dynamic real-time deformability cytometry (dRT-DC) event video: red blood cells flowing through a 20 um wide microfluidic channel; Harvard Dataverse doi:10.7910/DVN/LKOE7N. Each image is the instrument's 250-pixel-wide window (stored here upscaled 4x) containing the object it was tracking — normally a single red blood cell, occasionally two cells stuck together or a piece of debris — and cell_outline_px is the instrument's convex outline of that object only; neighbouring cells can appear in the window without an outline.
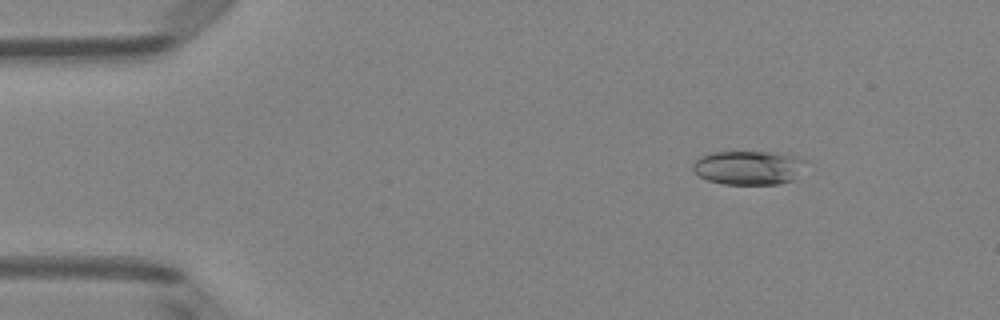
{"species": "Egyptian fruit bat (a non-hibernating species)", "species_latin": "Rousettus aegyptiacus", "temperature_condition": "room temperature", "stored_images_in_passage": 50, "camera_frame_rate_fps": 3000, "um_per_image_px": 0.085, "animal": {"sex": "female"}, "frame": {"image": 1, "passage_image": 6, "time_ms": 1.667, "image_size_px": [1000, 320], "cell_outline_px": [[808, 160], [792, 180], [780, 184], [724, 184], [708, 180], [692, 172], [692, 164], [700, 156], [712, 152], [776, 152], [796, 156]], "centroid_in_image_um": [63.6, 14.24], "position_along_channel_um": 21.4, "area_um2": 22.43}}
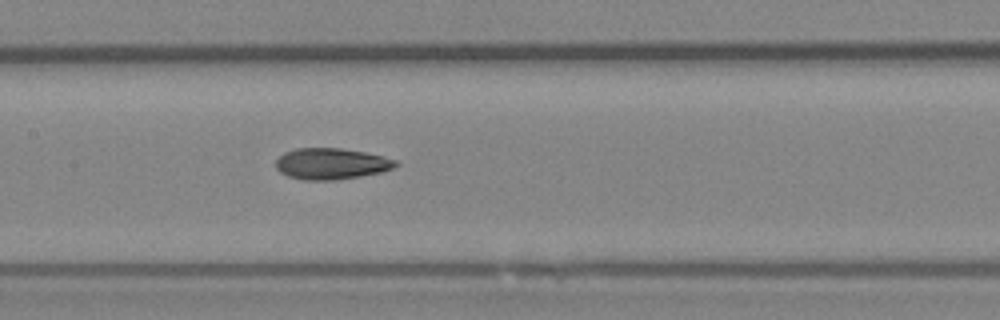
{"frame": {"image": 2, "passage_image": 24, "time_ms": 7.667, "image_size_px": [1000, 320], "cell_outline_px": [[400, 164], [392, 168], [380, 172], [360, 176], [336, 180], [304, 180], [288, 176], [280, 172], [276, 168], [276, 160], [284, 152], [296, 148], [340, 148], [364, 152], [384, 156], [396, 160]], "centroid_in_image_um": [28.15, 13.91], "position_along_channel_um": 179.2, "area_um2": 21.79}}
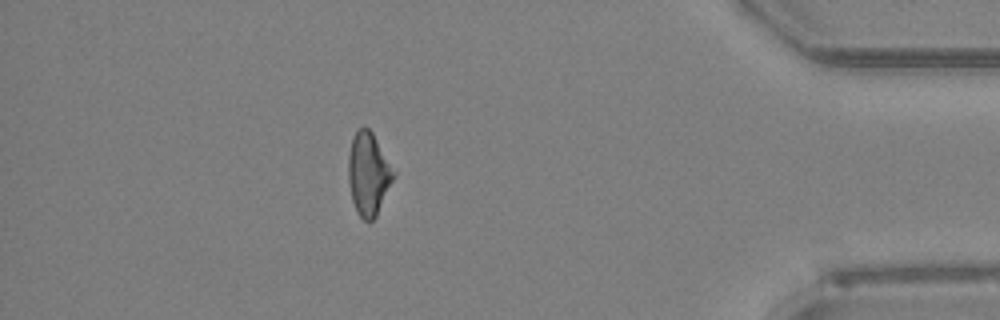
{"frame": {"image": 3, "passage_image": 44, "time_ms": 14.333, "image_size_px": [1000, 320], "cell_outline_px": [[396, 172], [376, 216], [372, 220], [364, 220], [356, 212], [352, 200], [348, 180], [348, 156], [352, 136], [364, 124], [372, 132]], "centroid_in_image_um": [31.3, 14.75], "position_along_channel_um": 403.9, "area_um2": 21.73}, "authors_computed_cell_mechanics": {"area_um2": 21.7617, "velocity_mm_per_s": 4.0197, "shape_relaxation_time_tau1_ms": 6.0059, "shape_relaxation_time_tau2_ms": 2.4254, "deformation_change_tau1": 0.1631, "deformation_change_tau2": 0.0868}}